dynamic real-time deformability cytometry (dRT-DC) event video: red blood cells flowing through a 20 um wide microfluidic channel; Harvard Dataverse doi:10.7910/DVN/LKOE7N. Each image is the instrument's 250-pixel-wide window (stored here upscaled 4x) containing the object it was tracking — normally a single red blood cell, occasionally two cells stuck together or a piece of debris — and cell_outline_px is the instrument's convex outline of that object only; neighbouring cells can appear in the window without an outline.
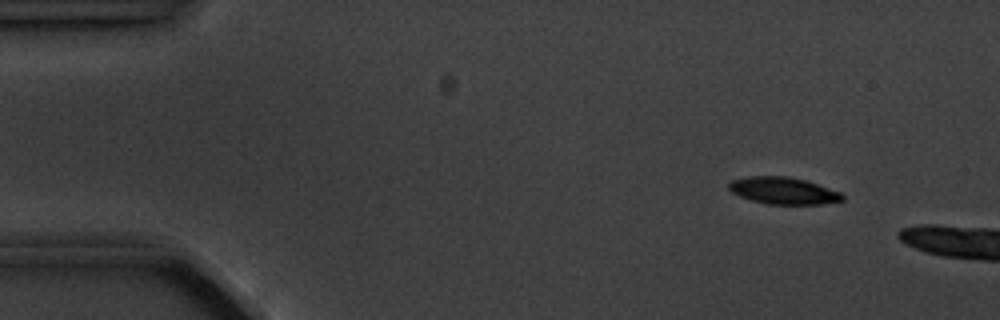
{"species": "common noctule bat (a hibernating species)", "species_latin": "Nyctalus noctula", "temperature_condition": "cold", "stored_images_in_passage": 5, "camera_frame_rate_fps": 3000, "um_per_image_px": 0.085, "animal": {"sex": "male", "body_mass_g": 20.1, "forearm_length_mm": 53.5}, "frame": {"image": 1, "passage_image": 1, "time_ms": 0.0, "image_size_px": [1000, 320], "cell_outline_px": [[844, 200], [820, 204], [768, 204], [752, 200], [740, 196], [732, 192], [728, 188], [728, 184], [732, 180], [748, 176], [788, 176], [804, 180], [840, 192], [844, 196]], "centroid_in_image_um": [66.56, 16.2], "position_along_channel_um": 18.4, "area_um2": 17.63}}